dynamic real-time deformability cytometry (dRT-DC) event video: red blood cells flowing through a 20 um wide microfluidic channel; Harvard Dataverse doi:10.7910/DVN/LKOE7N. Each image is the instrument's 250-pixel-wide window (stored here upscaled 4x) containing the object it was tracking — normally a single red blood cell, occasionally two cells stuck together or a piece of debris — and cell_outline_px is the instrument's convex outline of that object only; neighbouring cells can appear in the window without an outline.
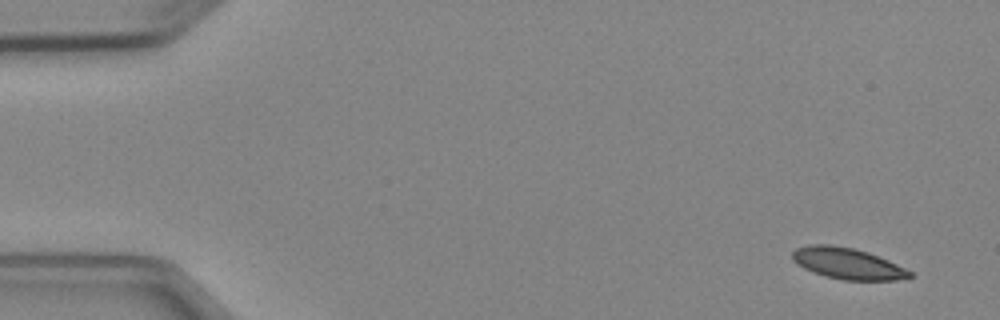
{"species": "Egyptian fruit bat (a non-hibernating species)", "species_latin": "Rousettus aegyptiacus", "temperature_condition": "cold", "stored_images_in_passage": 5, "camera_frame_rate_fps": 3000, "um_per_image_px": 0.085, "animal": {"sex": "female"}, "frame": {"image": 1, "passage_image": 1, "time_ms": 0.0, "image_size_px": [1000, 320], "cell_outline_px": [[912, 276], [896, 280], [844, 280], [824, 276], [812, 272], [796, 264], [792, 260], [792, 252], [796, 248], [812, 244], [832, 244], [852, 248], [868, 252], [888, 260], [912, 272]], "centroid_in_image_um": [71.99, 22.39], "position_along_channel_um": 13.0, "area_um2": 21.33}}
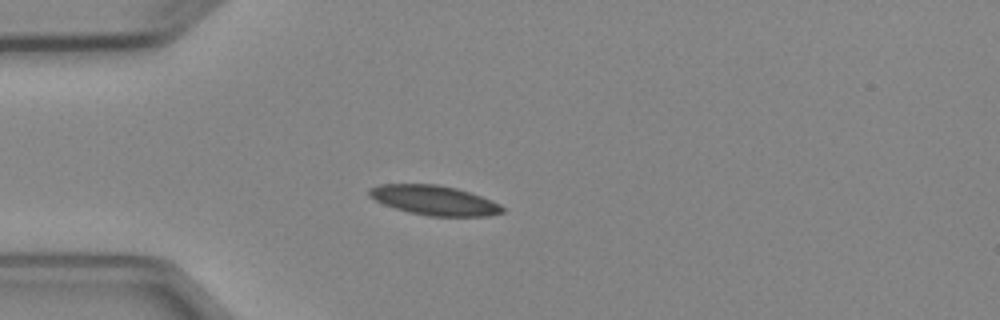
{"frame": {"image": 2, "passage_image": 4, "time_ms": 3.667, "image_size_px": [1000, 320], "cell_outline_px": [[504, 212], [488, 216], [428, 216], [396, 208], [384, 204], [368, 196], [368, 188], [380, 184], [436, 184], [456, 188], [492, 200], [500, 204], [504, 208]], "centroid_in_image_um": [36.91, 17.02], "position_along_channel_um": 48.1, "area_um2": 22.83}}